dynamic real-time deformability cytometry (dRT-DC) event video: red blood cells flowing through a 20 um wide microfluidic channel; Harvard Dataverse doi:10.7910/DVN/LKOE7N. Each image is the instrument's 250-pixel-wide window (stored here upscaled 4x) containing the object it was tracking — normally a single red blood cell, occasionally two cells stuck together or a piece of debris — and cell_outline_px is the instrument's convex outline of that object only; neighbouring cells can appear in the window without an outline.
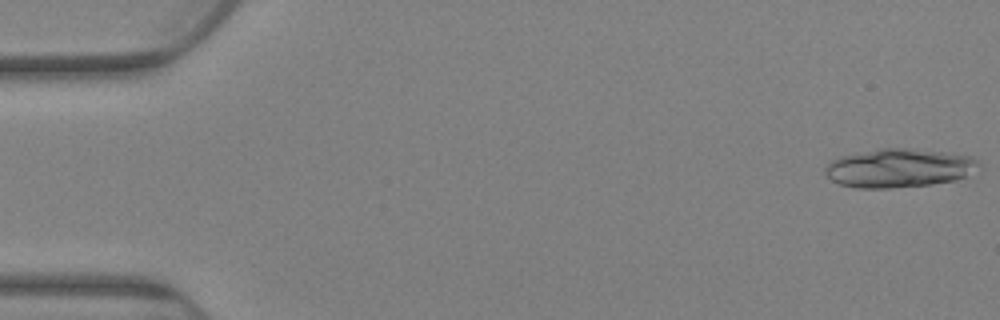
{"species": "Egyptian fruit bat (a non-hibernating species)", "species_latin": "Rousettus aegyptiacus", "temperature_condition": "warm", "stored_images_in_passage": 24, "camera_frame_rate_fps": 3000, "um_per_image_px": 0.085, "animal": {"sex": "female"}, "frame": {"image": 1, "passage_image": 1, "time_ms": 0.0, "image_size_px": [1000, 320], "cell_outline_px": [[980, 164], [964, 176], [956, 180], [932, 184], [892, 188], [856, 188], [840, 184], [832, 180], [824, 172], [824, 168], [832, 160], [840, 156], [880, 148], [912, 148], [944, 152], [972, 156]], "centroid_in_image_um": [76.37, 14.28], "position_along_channel_um": 8.6, "area_um2": 34.51}}
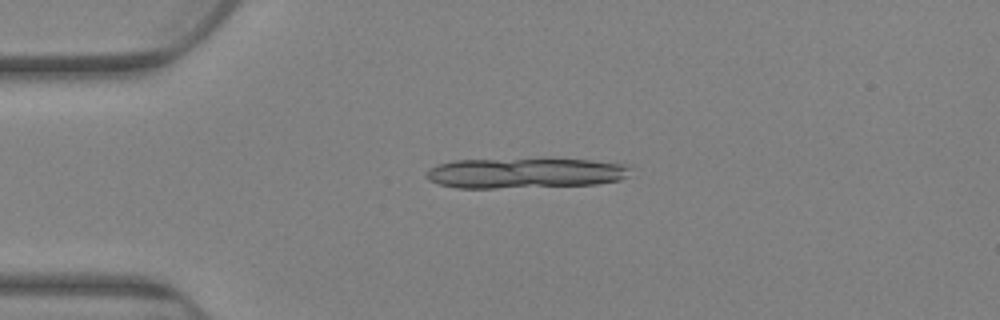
{"frame": {"image": 2, "passage_image": 19, "time_ms": 6.0, "image_size_px": [1000, 320], "cell_outline_px": [[632, 168], [628, 176], [620, 180], [596, 184], [496, 188], [456, 188], [440, 184], [428, 180], [424, 176], [428, 168], [436, 164], [452, 160], [548, 156], [592, 160], [632, 164]], "centroid_in_image_um": [44.66, 14.65], "position_along_channel_um": 40.3, "area_um2": 38.03}}